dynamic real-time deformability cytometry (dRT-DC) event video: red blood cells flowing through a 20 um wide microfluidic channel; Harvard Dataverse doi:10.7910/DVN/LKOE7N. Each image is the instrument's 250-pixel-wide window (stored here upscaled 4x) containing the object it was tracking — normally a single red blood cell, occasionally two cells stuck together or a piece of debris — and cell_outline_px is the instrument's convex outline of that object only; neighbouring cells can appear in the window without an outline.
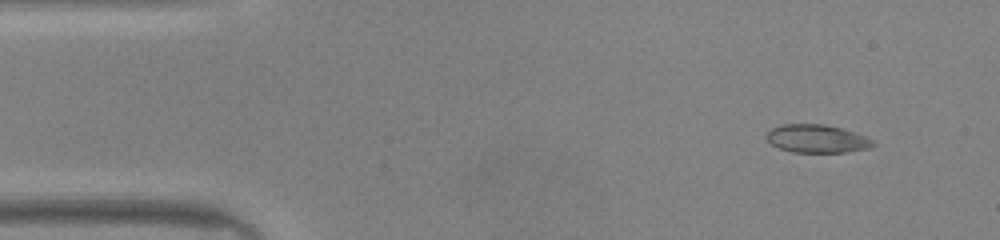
{"species": "common noctule bat (a hibernating species)", "species_latin": "Nyctalus noctula", "temperature_condition": "warm", "stored_images_in_passage": 45, "camera_frame_rate_fps": 3000, "um_per_image_px": 0.085, "animal": {"sex": "male", "body_mass_g": 20.0, "forearm_length_mm": 53.3}, "frame": {"image": 1, "passage_image": 1, "time_ms": 0.0, "image_size_px": [1000, 240], "cell_outline_px": [[876, 144], [872, 148], [844, 152], [792, 152], [780, 148], [772, 144], [764, 136], [768, 128], [784, 124], [824, 124], [840, 128], [864, 136], [872, 140]], "centroid_in_image_um": [69.39, 11.79], "position_along_channel_um": 15.6, "area_um2": 17.46}}
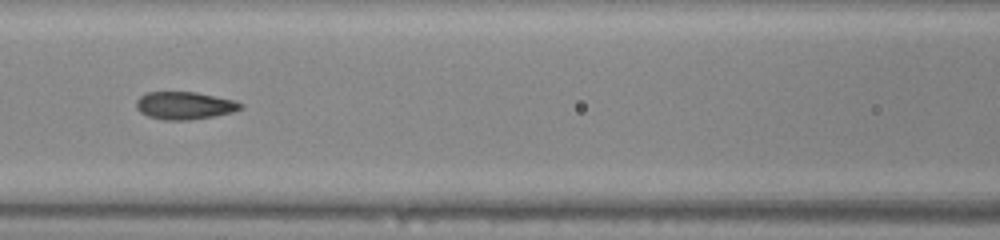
{"frame": {"image": 2, "passage_image": 17, "time_ms": 5.333, "image_size_px": [1000, 240], "cell_outline_px": [[244, 108], [232, 112], [192, 120], [164, 120], [148, 116], [140, 112], [136, 108], [136, 100], [140, 96], [148, 92], [196, 92], [236, 100], [244, 104]], "centroid_in_image_um": [15.71, 8.97], "position_along_channel_um": 150.9, "area_um2": 16.94}}
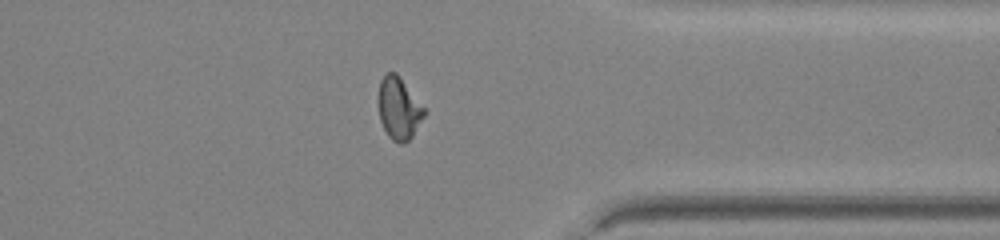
{"frame": {"image": 3, "passage_image": 34, "time_ms": 11.0, "image_size_px": [1000, 240], "cell_outline_px": [[428, 112], [412, 136], [404, 144], [400, 144], [392, 140], [388, 136], [380, 120], [376, 100], [380, 80], [388, 72], [396, 72]], "centroid_in_image_um": [33.89, 9.22], "position_along_channel_um": 377.5, "area_um2": 16.94}, "authors_computed_cell_mechanics": {"area_um2": 17.051, "velocity_mm_per_s": 4.189, "shape_relaxation_time_tau1_ms": null, "shape_relaxation_time_tau2_ms": 0.8388, "deformation_change_tau1": null, "deformation_change_tau2": 0.0442}}